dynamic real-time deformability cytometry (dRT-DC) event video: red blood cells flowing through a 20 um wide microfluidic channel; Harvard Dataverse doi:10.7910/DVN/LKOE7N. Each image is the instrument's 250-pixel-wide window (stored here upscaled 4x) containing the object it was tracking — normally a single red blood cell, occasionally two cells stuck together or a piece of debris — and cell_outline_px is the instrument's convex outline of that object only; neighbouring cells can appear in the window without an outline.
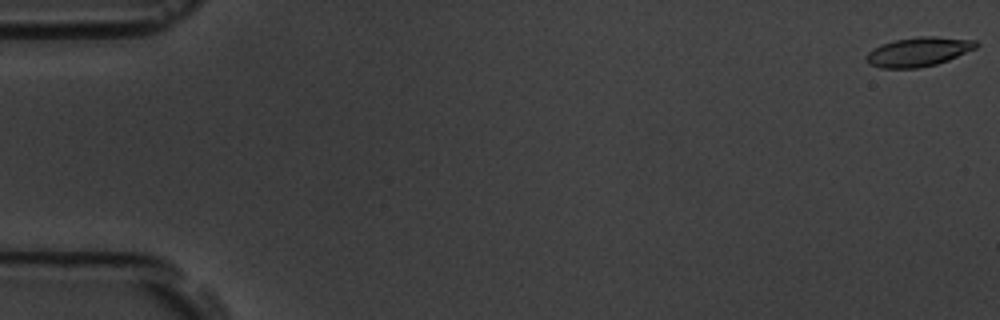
{"species": "common noctule bat (a hibernating species)", "species_latin": "Nyctalus noctula", "temperature_condition": "room temperature", "stored_images_in_passage": 56, "camera_frame_rate_fps": 3000, "um_per_image_px": 0.085, "animal": {"sex": "male", "body_mass_g": 19.5, "forearm_length_mm": 54.6}, "frame": {"image": 1, "passage_image": 1, "time_ms": 0.0, "image_size_px": [1000, 320], "cell_outline_px": [[980, 44], [976, 48], [948, 60], [936, 64], [920, 68], [880, 68], [868, 64], [864, 60], [864, 56], [872, 48], [880, 44], [896, 40], [916, 36], [932, 36], [976, 40]], "centroid_in_image_um": [78.03, 4.4], "position_along_channel_um": 7.0, "area_um2": 18.96}}
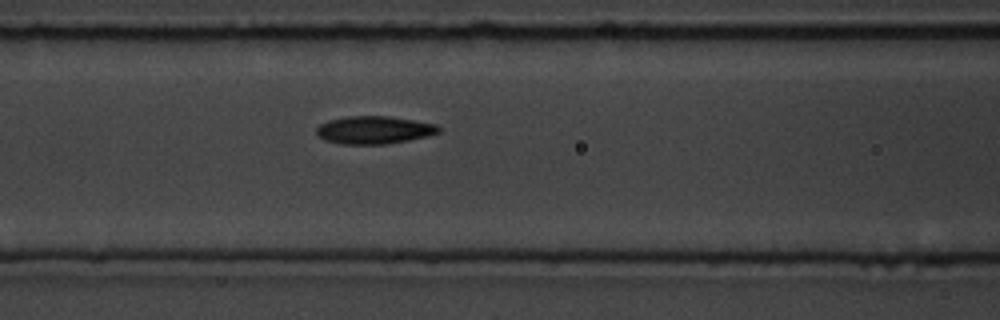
{"frame": {"image": 2, "passage_image": 24, "time_ms": 7.667, "image_size_px": [1000, 320], "cell_outline_px": [[440, 132], [408, 140], [384, 144], [340, 144], [324, 140], [316, 132], [316, 128], [320, 124], [328, 120], [348, 116], [392, 116], [436, 124], [440, 128]], "centroid_in_image_um": [31.77, 11.04], "position_along_channel_um": 134.8, "area_um2": 19.71}}
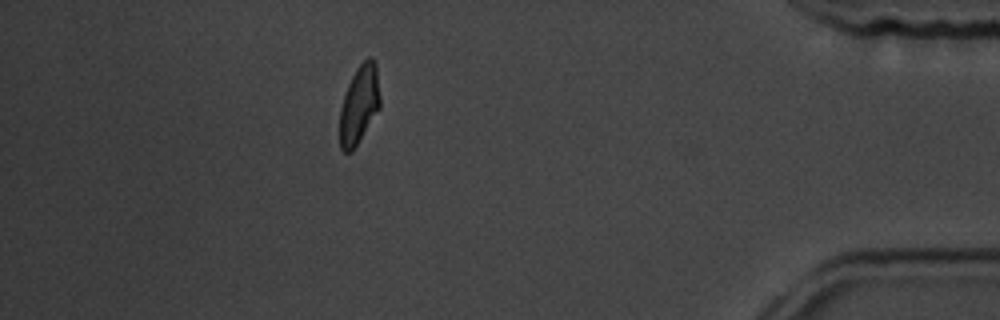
{"frame": {"image": 3, "passage_image": 50, "time_ms": 16.333, "image_size_px": [1000, 320], "cell_outline_px": [[380, 108], [352, 152], [344, 152], [340, 148], [340, 108], [348, 84], [356, 68], [368, 56], [372, 56], [376, 60], [380, 96]], "centroid_in_image_um": [30.55, 8.85], "position_along_channel_um": 404.7, "area_um2": 18.55}, "authors_computed_cell_mechanics": {"area_um2": 19.0451, "velocity_mm_per_s": 3.661, "shape_relaxation_time_tau1_ms": 9.3008, "shape_relaxation_time_tau2_ms": 2.3388, "deformation_change_tau1": 0.2346, "deformation_change_tau2": 0.086}}